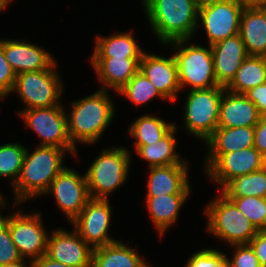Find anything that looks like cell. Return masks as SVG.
I'll use <instances>...</instances> for the list:
<instances>
[{"label": "cell", "instance_id": "obj_1", "mask_svg": "<svg viewBox=\"0 0 266 267\" xmlns=\"http://www.w3.org/2000/svg\"><path fill=\"white\" fill-rule=\"evenodd\" d=\"M152 31L161 44L190 40L198 26L200 0H142Z\"/></svg>", "mask_w": 266, "mask_h": 267}, {"label": "cell", "instance_id": "obj_17", "mask_svg": "<svg viewBox=\"0 0 266 267\" xmlns=\"http://www.w3.org/2000/svg\"><path fill=\"white\" fill-rule=\"evenodd\" d=\"M218 85L227 87L235 78L241 63L249 56L240 34L211 46Z\"/></svg>", "mask_w": 266, "mask_h": 267}, {"label": "cell", "instance_id": "obj_2", "mask_svg": "<svg viewBox=\"0 0 266 267\" xmlns=\"http://www.w3.org/2000/svg\"><path fill=\"white\" fill-rule=\"evenodd\" d=\"M31 152L26 148L20 177L12 187L15 195L13 207L43 195L66 167L63 159L68 151L64 148L38 146Z\"/></svg>", "mask_w": 266, "mask_h": 267}, {"label": "cell", "instance_id": "obj_37", "mask_svg": "<svg viewBox=\"0 0 266 267\" xmlns=\"http://www.w3.org/2000/svg\"><path fill=\"white\" fill-rule=\"evenodd\" d=\"M234 254L229 260V267H261L254 250L249 244L232 245Z\"/></svg>", "mask_w": 266, "mask_h": 267}, {"label": "cell", "instance_id": "obj_23", "mask_svg": "<svg viewBox=\"0 0 266 267\" xmlns=\"http://www.w3.org/2000/svg\"><path fill=\"white\" fill-rule=\"evenodd\" d=\"M239 34L249 56L266 57V8L244 7Z\"/></svg>", "mask_w": 266, "mask_h": 267}, {"label": "cell", "instance_id": "obj_25", "mask_svg": "<svg viewBox=\"0 0 266 267\" xmlns=\"http://www.w3.org/2000/svg\"><path fill=\"white\" fill-rule=\"evenodd\" d=\"M91 267H152L137 252L121 241L97 247L92 252Z\"/></svg>", "mask_w": 266, "mask_h": 267}, {"label": "cell", "instance_id": "obj_3", "mask_svg": "<svg viewBox=\"0 0 266 267\" xmlns=\"http://www.w3.org/2000/svg\"><path fill=\"white\" fill-rule=\"evenodd\" d=\"M108 91L98 89L91 95L71 102L67 116L68 134L72 145H92L101 139L114 118V103Z\"/></svg>", "mask_w": 266, "mask_h": 267}, {"label": "cell", "instance_id": "obj_40", "mask_svg": "<svg viewBox=\"0 0 266 267\" xmlns=\"http://www.w3.org/2000/svg\"><path fill=\"white\" fill-rule=\"evenodd\" d=\"M263 156L266 154V115L255 126L254 145Z\"/></svg>", "mask_w": 266, "mask_h": 267}, {"label": "cell", "instance_id": "obj_33", "mask_svg": "<svg viewBox=\"0 0 266 267\" xmlns=\"http://www.w3.org/2000/svg\"><path fill=\"white\" fill-rule=\"evenodd\" d=\"M258 231H266V198L257 196L227 197Z\"/></svg>", "mask_w": 266, "mask_h": 267}, {"label": "cell", "instance_id": "obj_11", "mask_svg": "<svg viewBox=\"0 0 266 267\" xmlns=\"http://www.w3.org/2000/svg\"><path fill=\"white\" fill-rule=\"evenodd\" d=\"M1 213V211H0ZM0 218L9 226V233L23 259L35 260L47 251L49 231L45 230L40 212L15 211Z\"/></svg>", "mask_w": 266, "mask_h": 267}, {"label": "cell", "instance_id": "obj_7", "mask_svg": "<svg viewBox=\"0 0 266 267\" xmlns=\"http://www.w3.org/2000/svg\"><path fill=\"white\" fill-rule=\"evenodd\" d=\"M225 87L189 90L182 129L205 142L218 127L219 107Z\"/></svg>", "mask_w": 266, "mask_h": 267}, {"label": "cell", "instance_id": "obj_21", "mask_svg": "<svg viewBox=\"0 0 266 267\" xmlns=\"http://www.w3.org/2000/svg\"><path fill=\"white\" fill-rule=\"evenodd\" d=\"M188 164L149 167L146 196L191 194Z\"/></svg>", "mask_w": 266, "mask_h": 267}, {"label": "cell", "instance_id": "obj_28", "mask_svg": "<svg viewBox=\"0 0 266 267\" xmlns=\"http://www.w3.org/2000/svg\"><path fill=\"white\" fill-rule=\"evenodd\" d=\"M266 82V57L248 56L237 70L235 78L226 87L232 93L244 94Z\"/></svg>", "mask_w": 266, "mask_h": 267}, {"label": "cell", "instance_id": "obj_29", "mask_svg": "<svg viewBox=\"0 0 266 267\" xmlns=\"http://www.w3.org/2000/svg\"><path fill=\"white\" fill-rule=\"evenodd\" d=\"M174 124L175 122L168 123L164 119L148 113L140 115L128 129L131 138L135 139V152L143 145L159 141Z\"/></svg>", "mask_w": 266, "mask_h": 267}, {"label": "cell", "instance_id": "obj_30", "mask_svg": "<svg viewBox=\"0 0 266 267\" xmlns=\"http://www.w3.org/2000/svg\"><path fill=\"white\" fill-rule=\"evenodd\" d=\"M219 192L226 197L266 198V167L230 180Z\"/></svg>", "mask_w": 266, "mask_h": 267}, {"label": "cell", "instance_id": "obj_24", "mask_svg": "<svg viewBox=\"0 0 266 267\" xmlns=\"http://www.w3.org/2000/svg\"><path fill=\"white\" fill-rule=\"evenodd\" d=\"M189 196L190 194L145 196L146 208L160 236L178 221L179 212Z\"/></svg>", "mask_w": 266, "mask_h": 267}, {"label": "cell", "instance_id": "obj_22", "mask_svg": "<svg viewBox=\"0 0 266 267\" xmlns=\"http://www.w3.org/2000/svg\"><path fill=\"white\" fill-rule=\"evenodd\" d=\"M255 127H217L205 141L208 153L203 162L204 170L222 153H229L254 145Z\"/></svg>", "mask_w": 266, "mask_h": 267}, {"label": "cell", "instance_id": "obj_39", "mask_svg": "<svg viewBox=\"0 0 266 267\" xmlns=\"http://www.w3.org/2000/svg\"><path fill=\"white\" fill-rule=\"evenodd\" d=\"M248 244L254 250L261 267H266V231H258Z\"/></svg>", "mask_w": 266, "mask_h": 267}, {"label": "cell", "instance_id": "obj_42", "mask_svg": "<svg viewBox=\"0 0 266 267\" xmlns=\"http://www.w3.org/2000/svg\"><path fill=\"white\" fill-rule=\"evenodd\" d=\"M244 7L266 8V0H239Z\"/></svg>", "mask_w": 266, "mask_h": 267}, {"label": "cell", "instance_id": "obj_27", "mask_svg": "<svg viewBox=\"0 0 266 267\" xmlns=\"http://www.w3.org/2000/svg\"><path fill=\"white\" fill-rule=\"evenodd\" d=\"M132 30L98 36L91 57H141L143 50L135 40Z\"/></svg>", "mask_w": 266, "mask_h": 267}, {"label": "cell", "instance_id": "obj_15", "mask_svg": "<svg viewBox=\"0 0 266 267\" xmlns=\"http://www.w3.org/2000/svg\"><path fill=\"white\" fill-rule=\"evenodd\" d=\"M73 230L54 229L48 235L46 255L72 267H91L93 249Z\"/></svg>", "mask_w": 266, "mask_h": 267}, {"label": "cell", "instance_id": "obj_31", "mask_svg": "<svg viewBox=\"0 0 266 267\" xmlns=\"http://www.w3.org/2000/svg\"><path fill=\"white\" fill-rule=\"evenodd\" d=\"M117 94L128 98L135 106L150 102L154 97H159L166 101V98L160 91L140 71H138Z\"/></svg>", "mask_w": 266, "mask_h": 267}, {"label": "cell", "instance_id": "obj_32", "mask_svg": "<svg viewBox=\"0 0 266 267\" xmlns=\"http://www.w3.org/2000/svg\"><path fill=\"white\" fill-rule=\"evenodd\" d=\"M25 151L19 142L0 145V177L10 178L12 187L20 177Z\"/></svg>", "mask_w": 266, "mask_h": 267}, {"label": "cell", "instance_id": "obj_19", "mask_svg": "<svg viewBox=\"0 0 266 267\" xmlns=\"http://www.w3.org/2000/svg\"><path fill=\"white\" fill-rule=\"evenodd\" d=\"M91 66L102 84L100 89L118 92L139 71L141 57H90Z\"/></svg>", "mask_w": 266, "mask_h": 267}, {"label": "cell", "instance_id": "obj_20", "mask_svg": "<svg viewBox=\"0 0 266 267\" xmlns=\"http://www.w3.org/2000/svg\"><path fill=\"white\" fill-rule=\"evenodd\" d=\"M261 117L256 105L244 94L224 89L219 107L218 127H255Z\"/></svg>", "mask_w": 266, "mask_h": 267}, {"label": "cell", "instance_id": "obj_18", "mask_svg": "<svg viewBox=\"0 0 266 267\" xmlns=\"http://www.w3.org/2000/svg\"><path fill=\"white\" fill-rule=\"evenodd\" d=\"M4 53L16 75L48 69L55 62L48 51L26 40L4 39Z\"/></svg>", "mask_w": 266, "mask_h": 267}, {"label": "cell", "instance_id": "obj_43", "mask_svg": "<svg viewBox=\"0 0 266 267\" xmlns=\"http://www.w3.org/2000/svg\"><path fill=\"white\" fill-rule=\"evenodd\" d=\"M25 260H27V259H22L20 261H17V262L11 263V264H6V265L1 266V267H35L33 260H29V259L27 261H25Z\"/></svg>", "mask_w": 266, "mask_h": 267}, {"label": "cell", "instance_id": "obj_34", "mask_svg": "<svg viewBox=\"0 0 266 267\" xmlns=\"http://www.w3.org/2000/svg\"><path fill=\"white\" fill-rule=\"evenodd\" d=\"M186 267H229V260L222 251L213 248H205L196 251L190 256Z\"/></svg>", "mask_w": 266, "mask_h": 267}, {"label": "cell", "instance_id": "obj_26", "mask_svg": "<svg viewBox=\"0 0 266 267\" xmlns=\"http://www.w3.org/2000/svg\"><path fill=\"white\" fill-rule=\"evenodd\" d=\"M178 126H174L159 141L141 146L136 153L152 166H167L174 164H189L176 152Z\"/></svg>", "mask_w": 266, "mask_h": 267}, {"label": "cell", "instance_id": "obj_35", "mask_svg": "<svg viewBox=\"0 0 266 267\" xmlns=\"http://www.w3.org/2000/svg\"><path fill=\"white\" fill-rule=\"evenodd\" d=\"M22 259L9 233V226L0 218V267Z\"/></svg>", "mask_w": 266, "mask_h": 267}, {"label": "cell", "instance_id": "obj_12", "mask_svg": "<svg viewBox=\"0 0 266 267\" xmlns=\"http://www.w3.org/2000/svg\"><path fill=\"white\" fill-rule=\"evenodd\" d=\"M44 194L53 195L57 207L69 222L81 213L90 199L86 175H80L75 169L67 166L51 182Z\"/></svg>", "mask_w": 266, "mask_h": 267}, {"label": "cell", "instance_id": "obj_9", "mask_svg": "<svg viewBox=\"0 0 266 267\" xmlns=\"http://www.w3.org/2000/svg\"><path fill=\"white\" fill-rule=\"evenodd\" d=\"M27 127L39 136L38 146L64 148L77 158V148L68 134L66 110L63 105L18 111Z\"/></svg>", "mask_w": 266, "mask_h": 267}, {"label": "cell", "instance_id": "obj_8", "mask_svg": "<svg viewBox=\"0 0 266 267\" xmlns=\"http://www.w3.org/2000/svg\"><path fill=\"white\" fill-rule=\"evenodd\" d=\"M55 61L48 69L23 72L16 75L12 92L19 95L25 108H42L61 105L62 78Z\"/></svg>", "mask_w": 266, "mask_h": 267}, {"label": "cell", "instance_id": "obj_44", "mask_svg": "<svg viewBox=\"0 0 266 267\" xmlns=\"http://www.w3.org/2000/svg\"><path fill=\"white\" fill-rule=\"evenodd\" d=\"M8 200L6 199V197H3V195L0 193V209H2L3 207L5 208V206L7 205Z\"/></svg>", "mask_w": 266, "mask_h": 267}, {"label": "cell", "instance_id": "obj_36", "mask_svg": "<svg viewBox=\"0 0 266 267\" xmlns=\"http://www.w3.org/2000/svg\"><path fill=\"white\" fill-rule=\"evenodd\" d=\"M16 73L7 61L4 53V39H0V98L12 93L15 85Z\"/></svg>", "mask_w": 266, "mask_h": 267}, {"label": "cell", "instance_id": "obj_41", "mask_svg": "<svg viewBox=\"0 0 266 267\" xmlns=\"http://www.w3.org/2000/svg\"><path fill=\"white\" fill-rule=\"evenodd\" d=\"M35 267H72L63 263L52 260L46 254L34 260Z\"/></svg>", "mask_w": 266, "mask_h": 267}, {"label": "cell", "instance_id": "obj_14", "mask_svg": "<svg viewBox=\"0 0 266 267\" xmlns=\"http://www.w3.org/2000/svg\"><path fill=\"white\" fill-rule=\"evenodd\" d=\"M264 156L254 147L220 154L205 170L221 190L230 180L261 170Z\"/></svg>", "mask_w": 266, "mask_h": 267}, {"label": "cell", "instance_id": "obj_16", "mask_svg": "<svg viewBox=\"0 0 266 267\" xmlns=\"http://www.w3.org/2000/svg\"><path fill=\"white\" fill-rule=\"evenodd\" d=\"M139 71L168 101L175 102L178 99L181 89L174 55L166 58L144 51L139 62Z\"/></svg>", "mask_w": 266, "mask_h": 267}, {"label": "cell", "instance_id": "obj_6", "mask_svg": "<svg viewBox=\"0 0 266 267\" xmlns=\"http://www.w3.org/2000/svg\"><path fill=\"white\" fill-rule=\"evenodd\" d=\"M188 42L189 40L185 39L166 44L173 47L174 51L177 49L173 55L177 63L180 89L186 85L191 87V90L219 86L215 77L211 46L208 45L207 48Z\"/></svg>", "mask_w": 266, "mask_h": 267}, {"label": "cell", "instance_id": "obj_5", "mask_svg": "<svg viewBox=\"0 0 266 267\" xmlns=\"http://www.w3.org/2000/svg\"><path fill=\"white\" fill-rule=\"evenodd\" d=\"M216 196L204 210L207 231L230 246L248 244L258 230L230 199L221 192Z\"/></svg>", "mask_w": 266, "mask_h": 267}, {"label": "cell", "instance_id": "obj_47", "mask_svg": "<svg viewBox=\"0 0 266 267\" xmlns=\"http://www.w3.org/2000/svg\"><path fill=\"white\" fill-rule=\"evenodd\" d=\"M264 164H265V167H266V154L264 155Z\"/></svg>", "mask_w": 266, "mask_h": 267}, {"label": "cell", "instance_id": "obj_4", "mask_svg": "<svg viewBox=\"0 0 266 267\" xmlns=\"http://www.w3.org/2000/svg\"><path fill=\"white\" fill-rule=\"evenodd\" d=\"M131 156L124 146L103 148L85 173L90 198L108 199L109 194L126 183Z\"/></svg>", "mask_w": 266, "mask_h": 267}, {"label": "cell", "instance_id": "obj_46", "mask_svg": "<svg viewBox=\"0 0 266 267\" xmlns=\"http://www.w3.org/2000/svg\"><path fill=\"white\" fill-rule=\"evenodd\" d=\"M7 5L9 4L10 5V3L12 2V0H3Z\"/></svg>", "mask_w": 266, "mask_h": 267}, {"label": "cell", "instance_id": "obj_13", "mask_svg": "<svg viewBox=\"0 0 266 267\" xmlns=\"http://www.w3.org/2000/svg\"><path fill=\"white\" fill-rule=\"evenodd\" d=\"M111 209L109 199L90 198L81 213L71 222L76 232L92 249L117 241L108 235Z\"/></svg>", "mask_w": 266, "mask_h": 267}, {"label": "cell", "instance_id": "obj_45", "mask_svg": "<svg viewBox=\"0 0 266 267\" xmlns=\"http://www.w3.org/2000/svg\"><path fill=\"white\" fill-rule=\"evenodd\" d=\"M7 7V4L3 1L0 0V13Z\"/></svg>", "mask_w": 266, "mask_h": 267}, {"label": "cell", "instance_id": "obj_10", "mask_svg": "<svg viewBox=\"0 0 266 267\" xmlns=\"http://www.w3.org/2000/svg\"><path fill=\"white\" fill-rule=\"evenodd\" d=\"M244 6L239 0H205L200 2L198 23H202L208 45L239 34Z\"/></svg>", "mask_w": 266, "mask_h": 267}, {"label": "cell", "instance_id": "obj_38", "mask_svg": "<svg viewBox=\"0 0 266 267\" xmlns=\"http://www.w3.org/2000/svg\"><path fill=\"white\" fill-rule=\"evenodd\" d=\"M244 95L256 105L262 116L266 115V82L249 89Z\"/></svg>", "mask_w": 266, "mask_h": 267}]
</instances>
